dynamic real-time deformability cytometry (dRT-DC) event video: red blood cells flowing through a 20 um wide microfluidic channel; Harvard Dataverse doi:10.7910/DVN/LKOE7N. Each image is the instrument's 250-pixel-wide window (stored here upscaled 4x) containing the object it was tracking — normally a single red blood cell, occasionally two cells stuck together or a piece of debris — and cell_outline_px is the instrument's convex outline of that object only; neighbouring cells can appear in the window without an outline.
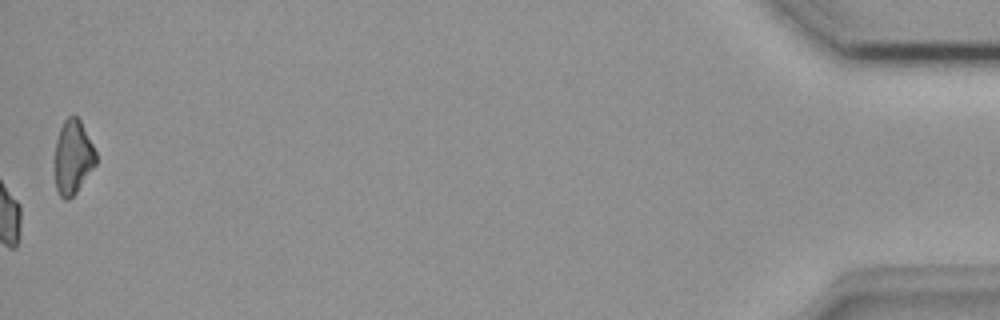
{"species": "common noctule bat (a hibernating species)", "species_latin": "Nyctalus noctula", "temperature_condition": "room temperature", "stored_images_in_passage": 41, "camera_frame_rate_fps": 3000, "um_per_image_px": 0.085, "animal": {"sex": "female", "body_mass_g": 18.4}, "frame": {"image": 1, "passage_image": 41, "time_ms": 13.333, "image_size_px": [1000, 320], "cell_outline_px": [[96, 164], [76, 192], [68, 200], [64, 200], [60, 196], [56, 188], [56, 140], [60, 128], [64, 120], [68, 116], [76, 116], [80, 120], [96, 152]], "centroid_in_image_um": [6.2, 13.36], "position_along_channel_um": 429.0, "area_um2": 17.4}}